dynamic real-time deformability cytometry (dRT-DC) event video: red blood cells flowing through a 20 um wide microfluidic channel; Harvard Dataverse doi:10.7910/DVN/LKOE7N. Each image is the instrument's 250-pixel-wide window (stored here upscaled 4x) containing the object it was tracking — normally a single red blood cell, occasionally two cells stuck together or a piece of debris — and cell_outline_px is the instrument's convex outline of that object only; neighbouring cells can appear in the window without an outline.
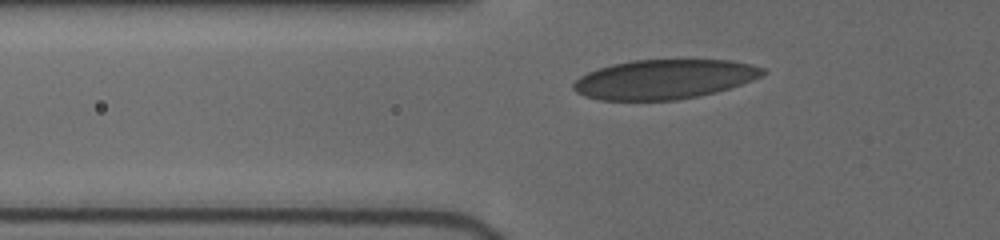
{"species": "human", "species_latin": "Homo sapiens", "temperature_condition": "cold", "stored_images_in_passage": 4, "camera_frame_rate_fps": 3000, "um_per_image_px": 0.085, "donor": {"sex": "female"}, "frame": {"image": 1, "passage_image": 4, "time_ms": 2.667, "image_size_px": [1000, 240], "cell_outline_px": [[768, 72], [764, 76], [716, 92], [676, 100], [600, 100], [584, 96], [576, 92], [572, 88], [572, 84], [580, 76], [588, 72], [612, 64], [632, 60], [732, 60], [752, 64], [764, 68]], "centroid_in_image_um": [56.47, 6.73], "position_along_channel_um": 69.3, "area_um2": 43.58}}